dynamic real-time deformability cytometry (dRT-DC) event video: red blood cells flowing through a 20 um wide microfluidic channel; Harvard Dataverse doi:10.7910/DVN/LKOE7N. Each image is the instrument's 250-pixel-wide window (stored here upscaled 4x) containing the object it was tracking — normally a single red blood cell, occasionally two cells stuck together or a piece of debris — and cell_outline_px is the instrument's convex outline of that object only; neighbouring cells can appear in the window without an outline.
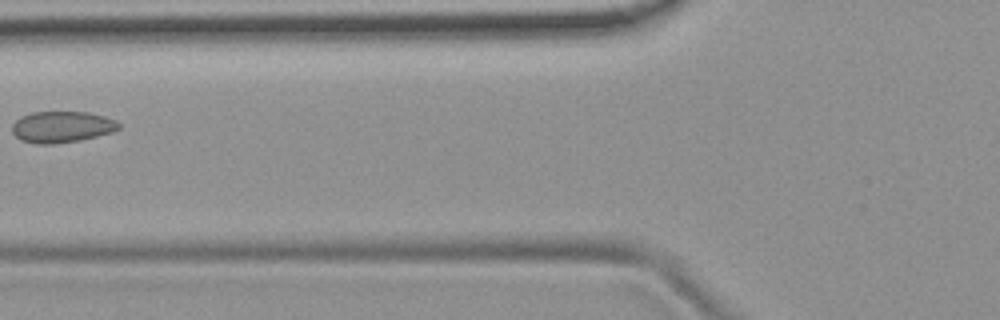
{"species": "common noctule bat (a hibernating species)", "species_latin": "Nyctalus noctula", "temperature_condition": "room temperature", "stored_images_in_passage": 6, "camera_frame_rate_fps": 3000, "um_per_image_px": 0.085, "animal": {"sex": "female", "body_mass_g": 19.9}, "frame": {"image": 1, "passage_image": 5, "time_ms": 5.667, "image_size_px": [1000, 320], "cell_outline_px": [[120, 128], [112, 132], [80, 140], [52, 144], [40, 144], [20, 140], [12, 132], [12, 124], [20, 116], [32, 112], [88, 112], [104, 116], [116, 120], [120, 124]], "centroid_in_image_um": [5.25, 10.78], "position_along_channel_um": 120.6, "area_um2": 19.48}}
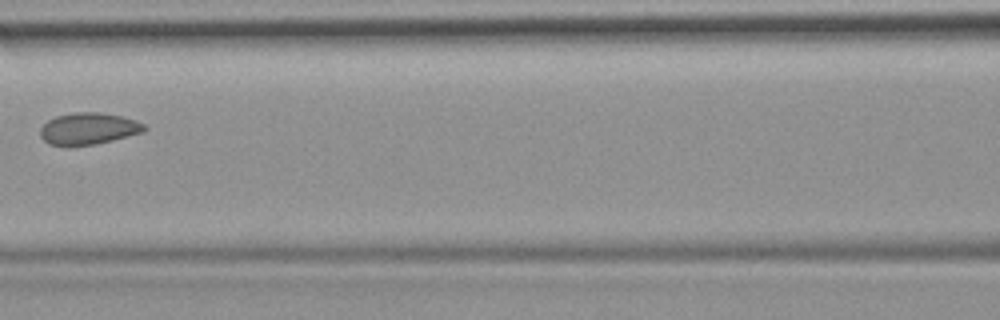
{"frame": {"image": 2, "passage_image": 6, "time_ms": 6.667, "image_size_px": [1000, 320], "cell_outline_px": [[148, 128], [140, 132], [112, 140], [96, 144], [48, 144], [40, 136], [40, 128], [48, 120], [56, 116], [72, 112], [100, 112], [120, 116], [136, 120], [144, 124]], "centroid_in_image_um": [7.5, 10.9], "position_along_channel_um": 159.1, "area_um2": 18.84}}